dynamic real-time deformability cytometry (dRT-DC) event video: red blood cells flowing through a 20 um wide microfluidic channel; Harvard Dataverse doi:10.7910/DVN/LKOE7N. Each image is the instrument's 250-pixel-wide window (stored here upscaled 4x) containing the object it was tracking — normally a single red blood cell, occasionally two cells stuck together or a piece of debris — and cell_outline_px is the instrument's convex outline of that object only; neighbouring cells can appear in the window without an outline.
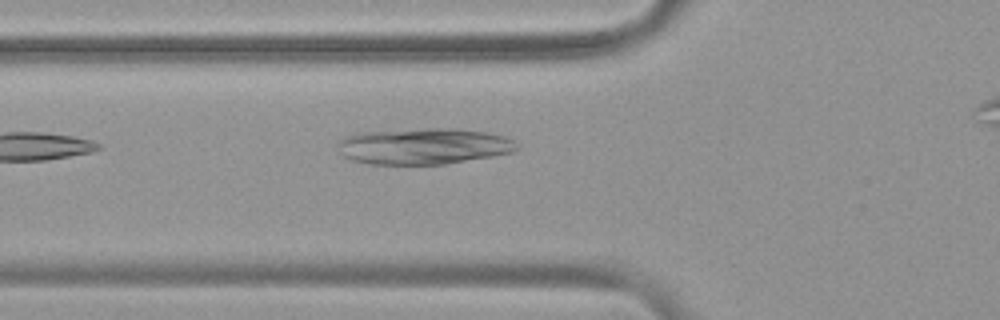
{"species": "common noctule bat (a hibernating species)", "species_latin": "Nyctalus noctula", "temperature_condition": "warm", "stored_images_in_passage": 6, "camera_frame_rate_fps": 3000, "um_per_image_px": 0.085, "animal": {"sex": "female", "body_mass_g": 19.9}, "frame": {"image": 1, "passage_image": 5, "time_ms": 1.333, "image_size_px": [1000, 320], "cell_outline_px": [[520, 148], [512, 152], [492, 156], [444, 164], [368, 164], [352, 160], [344, 156], [340, 152], [340, 140], [344, 136], [356, 132], [428, 128], [452, 128], [484, 132], [504, 136], [512, 140]], "centroid_in_image_um": [35.99, 12.42], "position_along_channel_um": 89.8, "area_um2": 37.63}}